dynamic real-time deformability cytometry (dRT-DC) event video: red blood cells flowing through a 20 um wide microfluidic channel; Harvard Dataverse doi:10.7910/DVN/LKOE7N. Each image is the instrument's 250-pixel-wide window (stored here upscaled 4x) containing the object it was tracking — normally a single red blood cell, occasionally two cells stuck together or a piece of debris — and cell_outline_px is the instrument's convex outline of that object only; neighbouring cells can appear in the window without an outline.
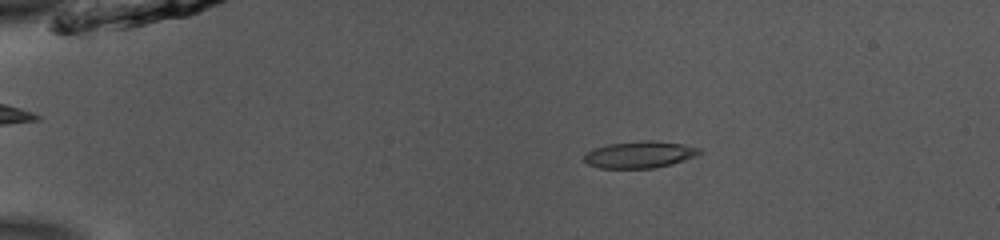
{"species": "common noctule bat (a hibernating species)", "species_latin": "Nyctalus noctula", "temperature_condition": "room temperature", "stored_images_in_passage": 47, "camera_frame_rate_fps": 3000, "um_per_image_px": 0.085, "animal": {"sex": "male", "body_mass_g": 13.0, "forearm_length_mm": 53.1}, "frame": {"image": 1, "passage_image": 5, "time_ms": 1.333, "image_size_px": [1000, 240], "cell_outline_px": [[704, 152], [696, 156], [672, 164], [656, 168], [600, 168], [588, 164], [584, 160], [584, 156], [588, 152], [596, 148], [608, 144], [644, 140], [652, 140], [684, 144], [700, 148]], "centroid_in_image_um": [54.43, 13.14], "position_along_channel_um": 30.6, "area_um2": 18.03}}
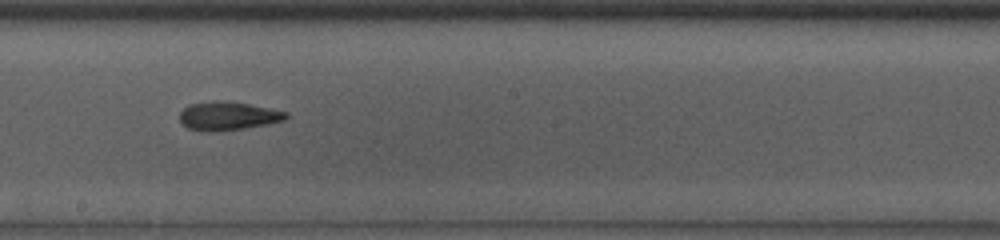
{"frame": {"image": 2, "passage_image": 25, "time_ms": 8.0, "image_size_px": [1000, 240], "cell_outline_px": [[288, 116], [284, 120], [268, 124], [244, 128], [212, 132], [208, 132], [188, 128], [180, 120], [180, 112], [188, 104], [212, 100], [216, 100], [248, 104], [288, 112]], "centroid_in_image_um": [19.35, 9.85], "position_along_channel_um": 228.8, "area_um2": 17.57}}
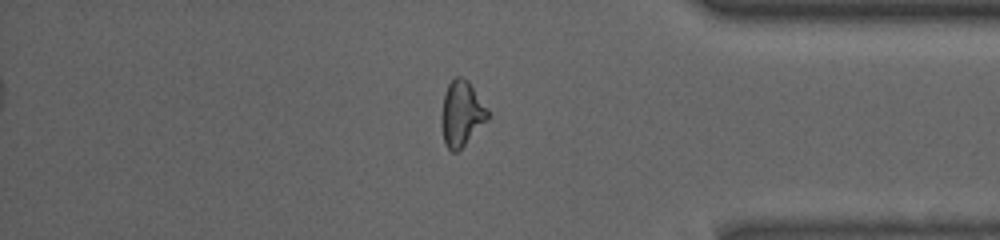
{"frame": {"image": 3, "passage_image": 39, "time_ms": 12.667, "image_size_px": [1000, 240], "cell_outline_px": [[488, 120], [456, 152], [452, 152], [444, 144], [440, 124], [440, 116], [444, 92], [448, 84], [456, 76], [460, 76], [468, 80], [488, 108]], "centroid_in_image_um": [39.2, 9.64], "position_along_channel_um": 396.0, "area_um2": 17.8}, "authors_computed_cell_mechanics": {"area_um2": 17.6868, "velocity_mm_per_s": 3.9103, "shape_relaxation_time_tau1_ms": null, "shape_relaxation_time_tau2_ms": 6.0895, "deformation_change_tau1": null, "deformation_change_tau2": 0.1395}}